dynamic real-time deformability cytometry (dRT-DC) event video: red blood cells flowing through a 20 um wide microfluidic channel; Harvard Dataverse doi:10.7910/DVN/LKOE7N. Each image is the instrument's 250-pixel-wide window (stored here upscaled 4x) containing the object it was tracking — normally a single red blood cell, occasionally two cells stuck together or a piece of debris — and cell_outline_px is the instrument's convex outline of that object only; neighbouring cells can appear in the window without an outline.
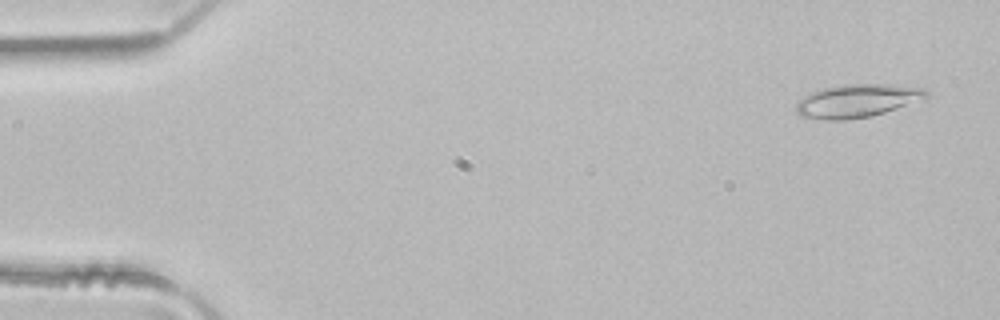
{"species": "common noctule bat (a hibernating species)", "species_latin": "Nyctalus noctula", "temperature_condition": "room temperature", "stored_images_in_passage": 49, "camera_frame_rate_fps": 3000, "um_per_image_px": 0.085, "animal": {"sex": "male", "body_mass_g": 21.5, "forearm_length_mm": 52.0}, "frame": {"image": 1, "passage_image": 3, "time_ms": 0.667, "image_size_px": [1000, 320], "cell_outline_px": [[928, 96], [884, 112], [868, 116], [844, 120], [824, 120], [800, 116], [796, 112], [796, 104], [804, 96], [812, 92], [824, 88], [848, 84], [888, 84], [924, 88], [928, 92]], "centroid_in_image_um": [72.8, 8.56], "position_along_channel_um": 12.2, "area_um2": 24.62}}
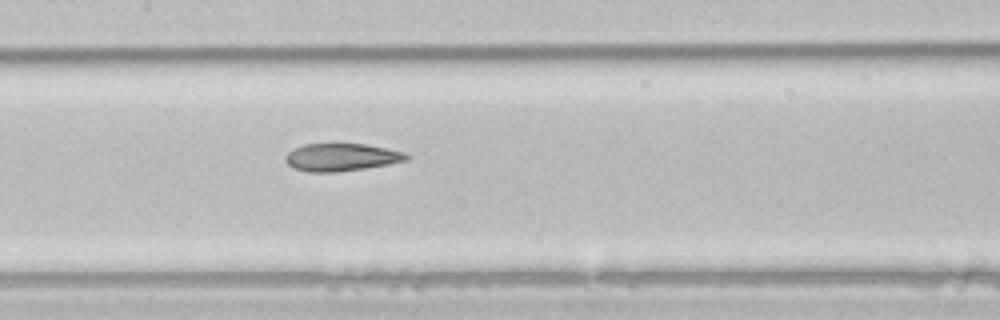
{"frame": {"image": 2, "passage_image": 24, "time_ms": 7.667, "image_size_px": [1000, 320], "cell_outline_px": [[412, 156], [408, 160], [388, 164], [364, 168], [336, 172], [308, 172], [292, 168], [284, 160], [284, 156], [292, 148], [304, 144], [364, 144], [404, 152]], "centroid_in_image_um": [28.98, 13.37], "position_along_channel_um": 178.4, "area_um2": 19.54}}
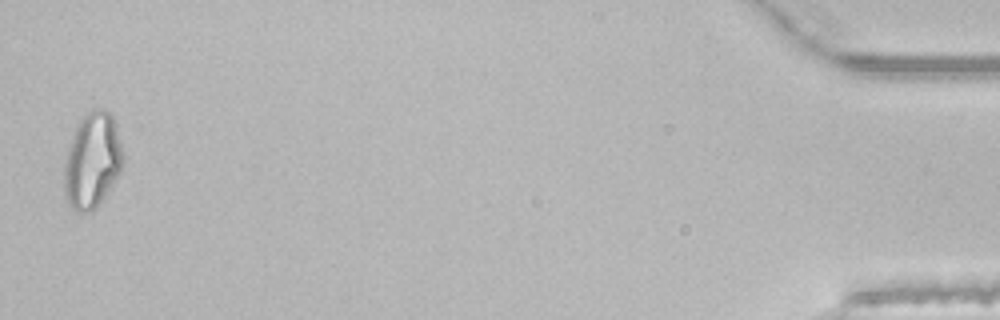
{"frame": {"image": 3, "passage_image": 49, "time_ms": 16.0, "image_size_px": [1000, 320], "cell_outline_px": [[124, 160], [120, 172], [104, 200], [92, 212], [76, 212], [68, 204], [64, 196], [64, 164], [68, 148], [72, 136], [80, 120], [92, 108], [104, 108], [112, 116], [116, 124], [124, 156]], "centroid_in_image_um": [7.85, 13.68], "position_along_channel_um": 427.3, "area_um2": 33.18}, "authors_computed_cell_mechanics": {"area_um2": 22.4264, "velocity_mm_per_s": 4.1137, "shape_relaxation_time_tau1_ms": null, "shape_relaxation_time_tau2_ms": 2.8822, "deformation_change_tau1": null, "deformation_change_tau2": 0.1068}}